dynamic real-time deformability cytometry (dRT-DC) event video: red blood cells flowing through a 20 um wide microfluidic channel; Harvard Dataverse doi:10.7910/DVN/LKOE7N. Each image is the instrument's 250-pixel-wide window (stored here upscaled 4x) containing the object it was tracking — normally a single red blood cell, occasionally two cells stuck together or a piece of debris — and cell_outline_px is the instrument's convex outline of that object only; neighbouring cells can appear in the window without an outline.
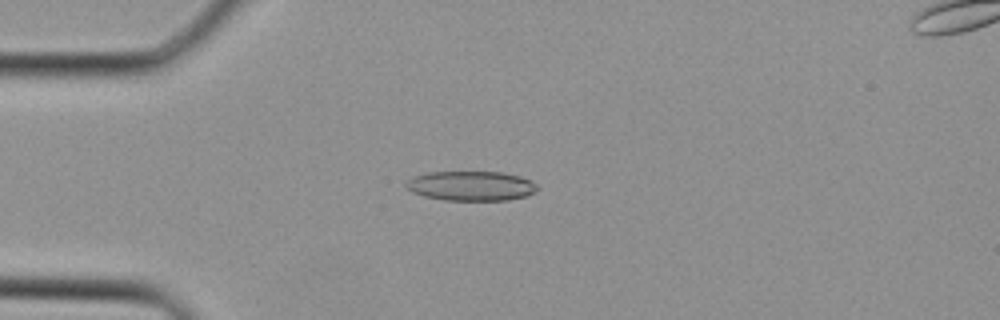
{"species": "Egyptian fruit bat (a non-hibernating species)", "species_latin": "Rousettus aegyptiacus", "temperature_condition": "cold", "stored_images_in_passage": 30, "camera_frame_rate_fps": 3000, "um_per_image_px": 0.085, "animal": {"sex": "female"}, "frame": {"image": 1, "passage_image": 4, "time_ms": 1.0, "image_size_px": [1000, 320], "cell_outline_px": [[540, 188], [536, 192], [524, 196], [508, 200], [444, 200], [424, 196], [412, 192], [404, 188], [404, 184], [412, 176], [428, 172], [504, 172], [520, 176], [536, 184]], "centroid_in_image_um": [40.01, 15.8], "position_along_channel_um": 45.0, "area_um2": 22.83}}
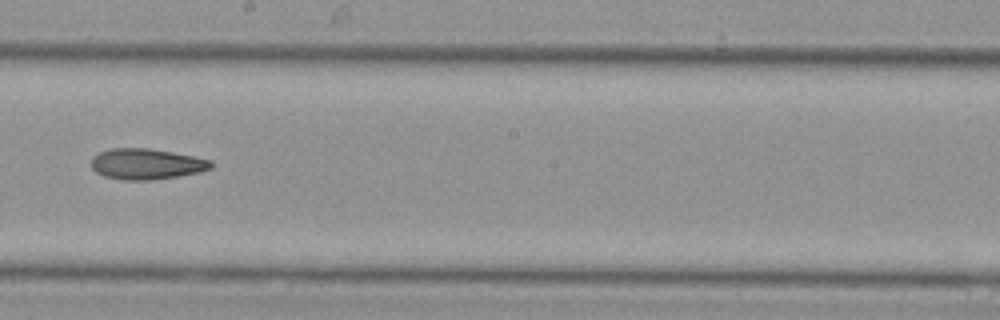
{"frame": {"image": 2, "passage_image": 15, "time_ms": 4.667, "image_size_px": [1000, 320], "cell_outline_px": [[212, 168], [200, 172], [180, 176], [152, 180], [124, 180], [104, 176], [96, 172], [92, 168], [92, 156], [100, 152], [112, 148], [148, 148], [172, 152], [212, 160]], "centroid_in_image_um": [12.45, 13.94], "position_along_channel_um": 235.7, "area_um2": 21.5}}
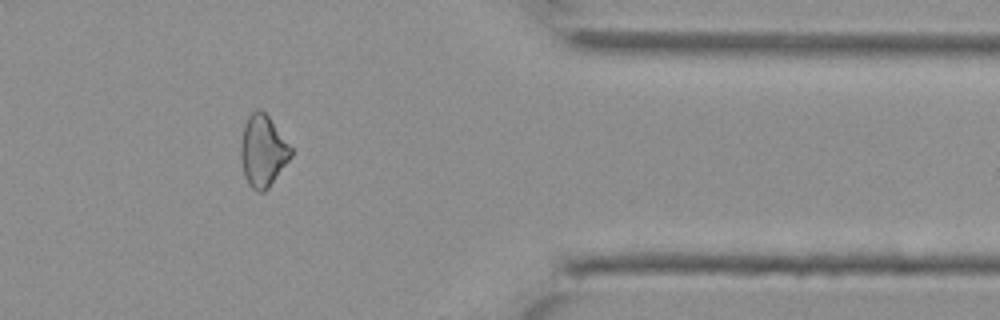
{"frame": {"image": 3, "passage_image": 24, "time_ms": 7.667, "image_size_px": [1000, 320], "cell_outline_px": [[292, 156], [268, 188], [264, 192], [260, 192], [252, 188], [248, 184], [244, 176], [240, 156], [240, 148], [244, 124], [248, 116], [256, 108], [260, 108], [268, 116], [292, 148]], "centroid_in_image_um": [22.33, 12.83], "position_along_channel_um": 389.1, "area_um2": 20.87}}